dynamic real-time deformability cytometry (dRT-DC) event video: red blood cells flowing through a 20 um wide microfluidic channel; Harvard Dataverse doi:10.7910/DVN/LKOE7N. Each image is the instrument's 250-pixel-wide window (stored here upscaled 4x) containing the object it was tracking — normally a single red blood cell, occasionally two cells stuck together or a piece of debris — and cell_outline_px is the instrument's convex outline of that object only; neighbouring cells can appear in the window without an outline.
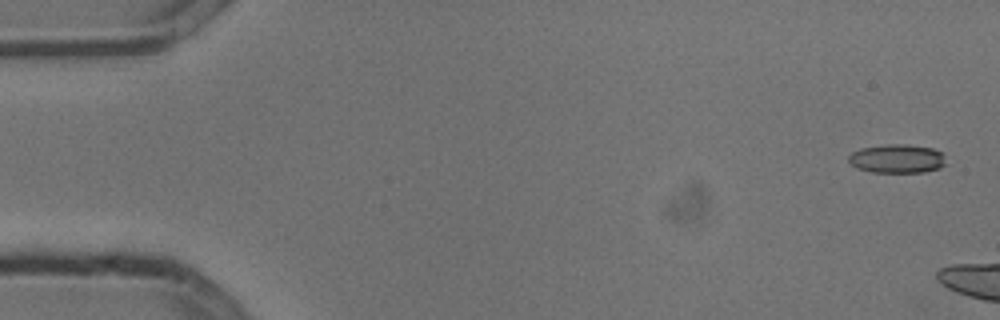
{"species": "common noctule bat (a hibernating species)", "species_latin": "Nyctalus noctula", "temperature_condition": "cold", "stored_images_in_passage": 3, "camera_frame_rate_fps": 3000, "um_per_image_px": 0.085, "animal": {"sex": "male", "body_mass_g": 13.3}, "frame": {"image": 1, "passage_image": 1, "time_ms": 0.0, "image_size_px": [1000, 320], "cell_outline_px": [[944, 164], [940, 168], [924, 172], [872, 172], [856, 168], [848, 160], [848, 156], [852, 152], [860, 148], [888, 144], [904, 144], [932, 148], [944, 152]], "centroid_in_image_um": [76.25, 13.48], "position_along_channel_um": 8.8, "area_um2": 16.36}}